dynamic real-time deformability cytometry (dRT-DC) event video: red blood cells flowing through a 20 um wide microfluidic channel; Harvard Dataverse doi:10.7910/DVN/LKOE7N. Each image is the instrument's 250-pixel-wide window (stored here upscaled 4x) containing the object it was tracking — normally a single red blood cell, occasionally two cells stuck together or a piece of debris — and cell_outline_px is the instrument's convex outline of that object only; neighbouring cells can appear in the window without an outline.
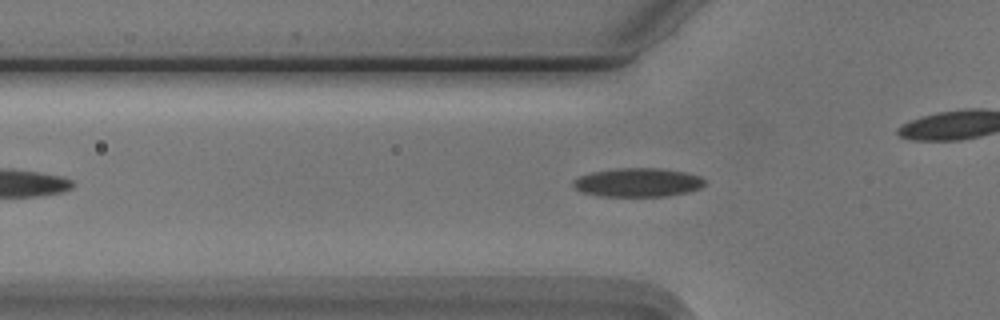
{"species": "Egyptian fruit bat (a non-hibernating species)", "species_latin": "Rousettus aegyptiacus", "temperature_condition": "cold", "stored_images_in_passage": 46, "camera_frame_rate_fps": 3000, "um_per_image_px": 0.085, "animal": {"sex": "male"}, "frame": {"image": 1, "passage_image": 13, "time_ms": 4.0, "image_size_px": [1000, 320], "cell_outline_px": [[704, 184], [700, 188], [688, 192], [668, 196], [600, 196], [580, 192], [572, 188], [572, 180], [580, 176], [592, 172], [616, 168], [660, 168], [684, 172], [700, 176], [704, 180]], "centroid_in_image_um": [54.16, 15.51], "position_along_channel_um": 71.6, "area_um2": 22.2}}
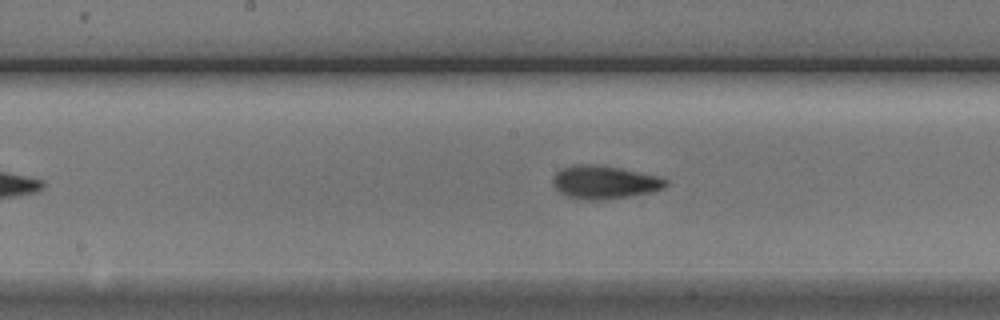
{"frame": {"image": 2, "passage_image": 23, "time_ms": 7.333, "image_size_px": [1000, 320], "cell_outline_px": [[668, 184], [664, 188], [652, 192], [604, 200], [576, 200], [564, 196], [552, 184], [552, 180], [556, 172], [560, 168], [576, 164], [592, 164], [620, 168], [656, 176], [668, 180]], "centroid_in_image_um": [51.32, 15.5], "position_along_channel_um": 196.9, "area_um2": 22.02}}
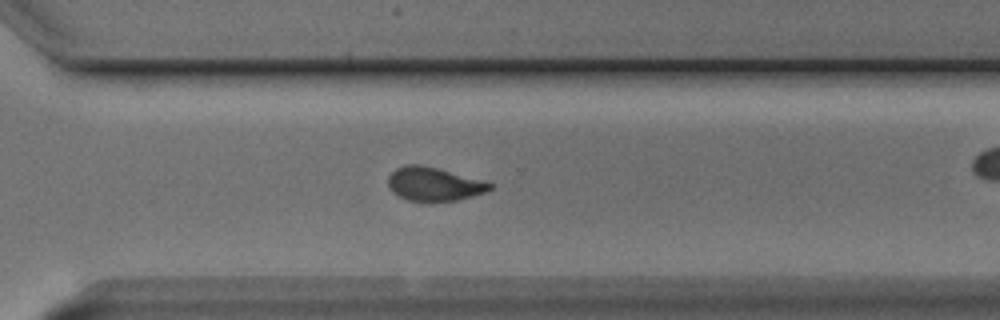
{"frame": {"image": 3, "passage_image": 34, "time_ms": 11.0, "image_size_px": [1000, 320], "cell_outline_px": [[492, 188], [488, 192], [456, 200], [408, 200], [396, 196], [388, 188], [388, 176], [396, 168], [404, 164], [420, 164], [484, 180], [492, 184]], "centroid_in_image_um": [36.86, 15.63], "position_along_channel_um": 333.7, "area_um2": 19.88}, "authors_computed_cell_mechanics": {"area_um2": 20.7502, "velocity_mm_per_s": 3.747, "shape_relaxation_time_tau1_ms": 3.3461, "shape_relaxation_time_tau2_ms": 2.2793, "deformation_change_tau1": 0.1374, "deformation_change_tau2": 0.0611}}